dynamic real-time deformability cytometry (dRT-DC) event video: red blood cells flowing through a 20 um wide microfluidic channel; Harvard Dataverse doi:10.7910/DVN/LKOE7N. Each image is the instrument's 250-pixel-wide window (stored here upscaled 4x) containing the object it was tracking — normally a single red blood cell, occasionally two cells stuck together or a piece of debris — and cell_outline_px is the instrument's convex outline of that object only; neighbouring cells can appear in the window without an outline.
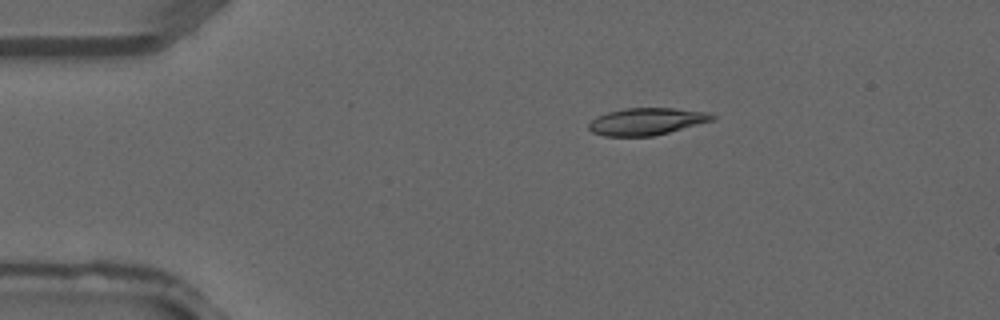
{"species": "common noctule bat (a hibernating species)", "species_latin": "Nyctalus noctula", "temperature_condition": "warm", "stored_images_in_passage": 3, "camera_frame_rate_fps": 3000, "um_per_image_px": 0.085, "animal": {"sex": "male", "forearm_length_mm": 52.5}, "frame": {"image": 1, "passage_image": 2, "time_ms": 0.333, "image_size_px": [1000, 320], "cell_outline_px": [[716, 120], [652, 136], [604, 136], [592, 132], [588, 128], [588, 124], [596, 116], [608, 112], [628, 108], [672, 108], [708, 112], [716, 116]], "centroid_in_image_um": [54.97, 10.32], "position_along_channel_um": 30.0, "area_um2": 19.48}}